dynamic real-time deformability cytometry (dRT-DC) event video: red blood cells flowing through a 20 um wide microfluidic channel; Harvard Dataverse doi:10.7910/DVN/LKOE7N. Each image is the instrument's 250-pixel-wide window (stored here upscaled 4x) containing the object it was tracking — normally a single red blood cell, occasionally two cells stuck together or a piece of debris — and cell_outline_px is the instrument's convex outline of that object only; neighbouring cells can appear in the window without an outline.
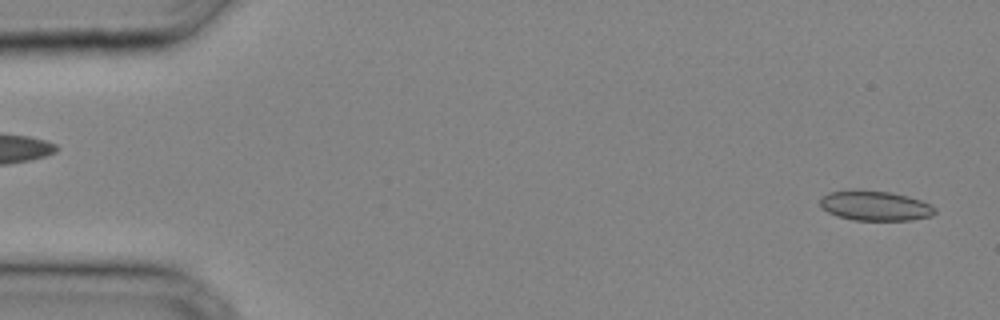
{"species": "common noctule bat (a hibernating species)", "species_latin": "Nyctalus noctula", "temperature_condition": "cold", "stored_images_in_passage": 10, "camera_frame_rate_fps": 3000, "um_per_image_px": 0.085, "animal": {"sex": "male", "body_mass_g": 20.4}, "frame": {"image": 1, "passage_image": 1, "time_ms": 0.0, "image_size_px": [1000, 320], "cell_outline_px": [[936, 212], [932, 216], [912, 220], [852, 220], [836, 216], [828, 212], [820, 204], [820, 200], [828, 192], [892, 192], [908, 196], [932, 204], [936, 208]], "centroid_in_image_um": [74.47, 17.53], "position_along_channel_um": 10.5, "area_um2": 19.48}}
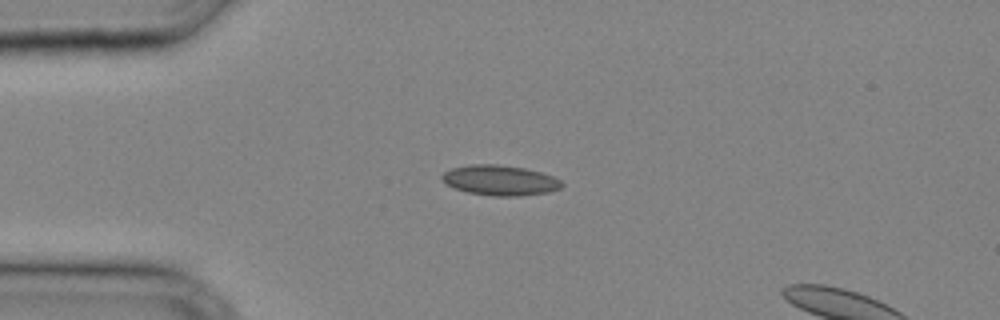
{"frame": {"image": 2, "passage_image": 8, "time_ms": 2.333, "image_size_px": [1000, 320], "cell_outline_px": [[564, 184], [560, 188], [548, 192], [520, 196], [492, 196], [468, 192], [444, 184], [440, 176], [444, 172], [452, 168], [468, 164], [496, 164], [524, 168], [540, 172], [552, 176], [560, 180]], "centroid_in_image_um": [42.47, 15.32], "position_along_channel_um": 42.5, "area_um2": 21.1}}